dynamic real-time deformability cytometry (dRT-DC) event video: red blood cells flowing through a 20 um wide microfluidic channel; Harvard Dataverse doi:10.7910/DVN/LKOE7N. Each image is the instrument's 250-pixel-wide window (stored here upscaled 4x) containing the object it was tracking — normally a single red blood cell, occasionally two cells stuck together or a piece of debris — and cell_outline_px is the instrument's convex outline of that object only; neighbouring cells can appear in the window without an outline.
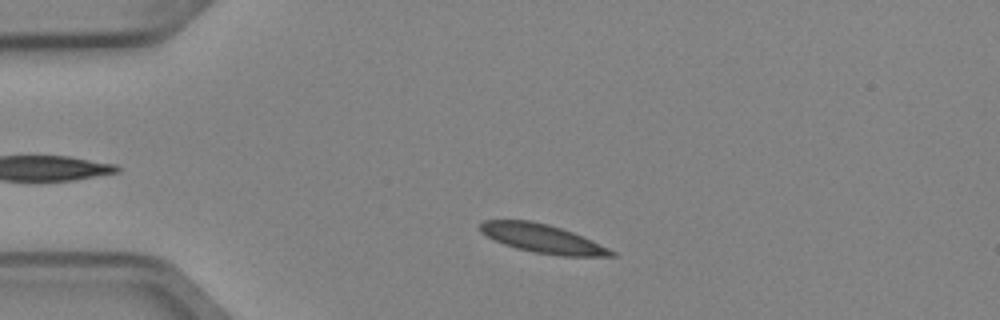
{"species": "Egyptian fruit bat (a non-hibernating species)", "species_latin": "Rousettus aegyptiacus", "temperature_condition": "cold", "stored_images_in_passage": 2, "camera_frame_rate_fps": 3000, "um_per_image_px": 0.085, "animal": {"sex": "female"}, "frame": {"image": 1, "passage_image": 1, "time_ms": 0.0, "image_size_px": [1000, 320], "cell_outline_px": [[616, 256], [564, 256], [532, 252], [516, 248], [504, 244], [480, 232], [480, 224], [484, 220], [528, 220], [548, 224], [572, 232], [592, 240], [616, 252]], "centroid_in_image_um": [46.11, 20.28], "position_along_channel_um": 38.9, "area_um2": 21.68}}